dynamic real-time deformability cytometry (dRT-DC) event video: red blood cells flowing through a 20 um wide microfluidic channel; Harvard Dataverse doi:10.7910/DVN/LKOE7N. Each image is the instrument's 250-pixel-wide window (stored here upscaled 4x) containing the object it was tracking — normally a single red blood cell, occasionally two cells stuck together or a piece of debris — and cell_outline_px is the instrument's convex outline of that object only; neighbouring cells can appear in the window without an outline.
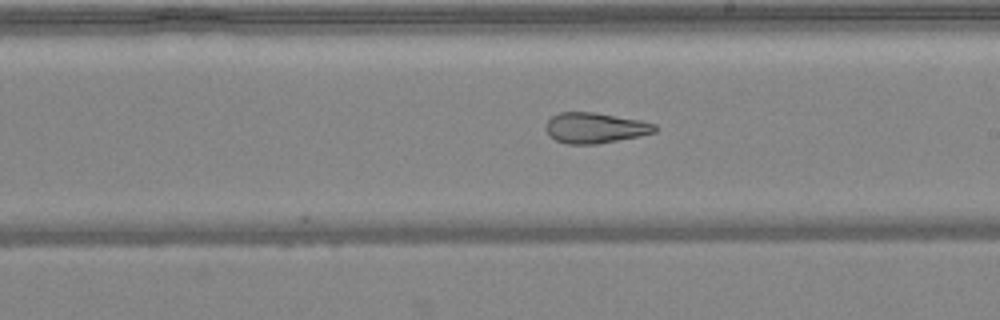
{"species": "common noctule bat (a hibernating species)", "species_latin": "Nyctalus noctula", "temperature_condition": "warm", "stored_images_in_passage": 28, "camera_frame_rate_fps": 3000, "um_per_image_px": 0.085, "animal": {"sex": "female", "body_mass_g": 24.6, "forearm_length_mm": 56.2}, "frame": {"image": 1, "passage_image": 28, "time_ms": 9.0, "image_size_px": [1000, 320], "cell_outline_px": [[656, 132], [640, 136], [596, 144], [568, 144], [556, 140], [548, 136], [544, 128], [544, 124], [552, 116], [560, 112], [596, 112], [640, 120], [656, 124]], "centroid_in_image_um": [50.55, 10.87], "position_along_channel_um": 238.5, "area_um2": 19.59}}